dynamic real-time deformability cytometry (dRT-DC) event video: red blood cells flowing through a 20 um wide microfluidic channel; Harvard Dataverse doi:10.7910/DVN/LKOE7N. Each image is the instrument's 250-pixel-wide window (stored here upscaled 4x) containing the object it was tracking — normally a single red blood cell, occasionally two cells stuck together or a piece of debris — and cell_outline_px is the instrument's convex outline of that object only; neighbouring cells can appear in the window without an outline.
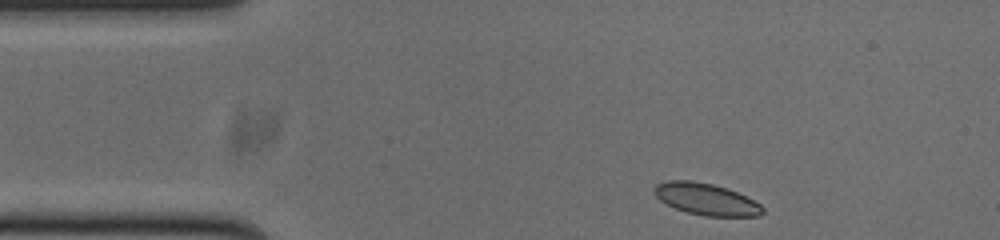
{"species": "common noctule bat (a hibernating species)", "species_latin": "Nyctalus noctula", "temperature_condition": "cold", "stored_images_in_passage": 46, "camera_frame_rate_fps": 3000, "um_per_image_px": 0.085, "animal": {"sex": "male", "body_mass_g": 20.0, "forearm_length_mm": 53.3}, "frame": {"image": 1, "passage_image": 1, "time_ms": 0.0, "image_size_px": [1000, 240], "cell_outline_px": [[764, 212], [760, 216], [704, 216], [688, 212], [676, 208], [660, 200], [652, 192], [652, 188], [656, 184], [668, 180], [692, 180], [712, 184], [728, 188], [760, 204], [764, 208]], "centroid_in_image_um": [60.0, 16.92], "position_along_channel_um": 25.0, "area_um2": 20.0}}
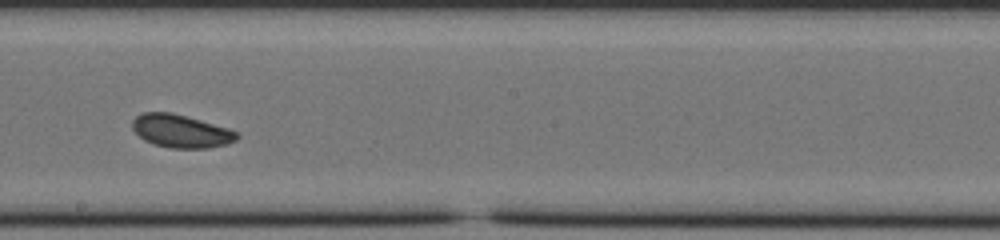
{"frame": {"image": 2, "passage_image": 22, "time_ms": 7.0, "image_size_px": [1000, 240], "cell_outline_px": [[240, 136], [236, 140], [228, 144], [208, 148], [168, 148], [152, 144], [144, 140], [132, 128], [132, 120], [136, 116], [144, 112], [172, 112], [228, 128], [236, 132]], "centroid_in_image_um": [15.37, 11.15], "position_along_channel_um": 232.8, "area_um2": 20.17}}
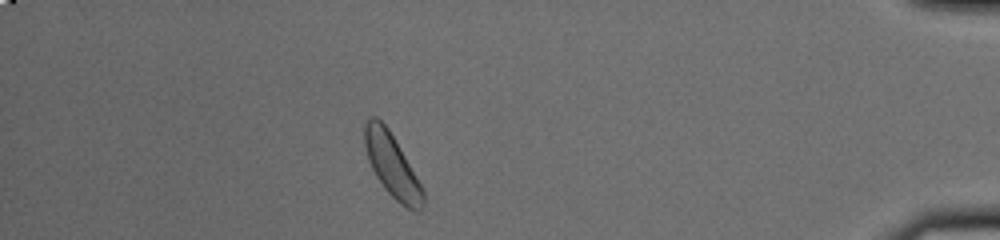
{"frame": {"image": 3, "passage_image": 40, "time_ms": 13.0, "image_size_px": [1000, 240], "cell_outline_px": [[424, 204], [420, 212], [416, 212], [400, 204], [384, 188], [376, 176], [368, 160], [364, 148], [364, 124], [372, 116], [376, 116], [388, 128], [420, 184], [424, 192]], "centroid_in_image_um": [33.3, 14.08], "position_along_channel_um": 401.9, "area_um2": 21.15}, "authors_computed_cell_mechanics": {"area_um2": 20.1722, "velocity_mm_per_s": 3.7228, "shape_relaxation_time_tau1_ms": 3.0624, "shape_relaxation_time_tau2_ms": 6.9362, "deformation_change_tau1": 0.0711, "deformation_change_tau2": 0.0847}}